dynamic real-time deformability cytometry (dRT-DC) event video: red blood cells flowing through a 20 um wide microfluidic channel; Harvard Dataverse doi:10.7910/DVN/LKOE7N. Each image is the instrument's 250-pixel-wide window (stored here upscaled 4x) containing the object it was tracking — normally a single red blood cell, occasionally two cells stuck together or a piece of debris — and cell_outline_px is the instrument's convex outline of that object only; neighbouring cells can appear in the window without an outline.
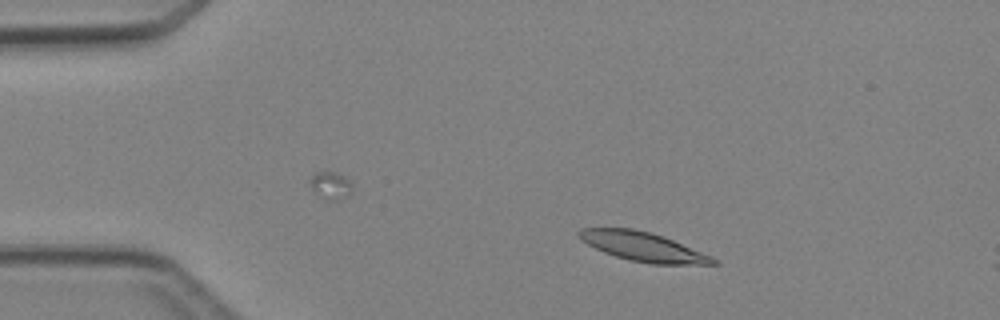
{"species": "Egyptian fruit bat (a non-hibernating species)", "species_latin": "Rousettus aegyptiacus", "temperature_condition": "cold", "stored_images_in_passage": 2, "camera_frame_rate_fps": 3000, "um_per_image_px": 0.085, "animal": {"sex": "female"}, "frame": {"image": 1, "passage_image": 1, "time_ms": 0.0, "image_size_px": [1000, 320], "cell_outline_px": [[720, 264], [652, 264], [628, 260], [604, 252], [580, 240], [576, 236], [576, 232], [580, 228], [632, 228], [652, 232], [712, 256], [720, 260]], "centroid_in_image_um": [54.64, 20.96], "position_along_channel_um": 30.4, "area_um2": 22.83}}